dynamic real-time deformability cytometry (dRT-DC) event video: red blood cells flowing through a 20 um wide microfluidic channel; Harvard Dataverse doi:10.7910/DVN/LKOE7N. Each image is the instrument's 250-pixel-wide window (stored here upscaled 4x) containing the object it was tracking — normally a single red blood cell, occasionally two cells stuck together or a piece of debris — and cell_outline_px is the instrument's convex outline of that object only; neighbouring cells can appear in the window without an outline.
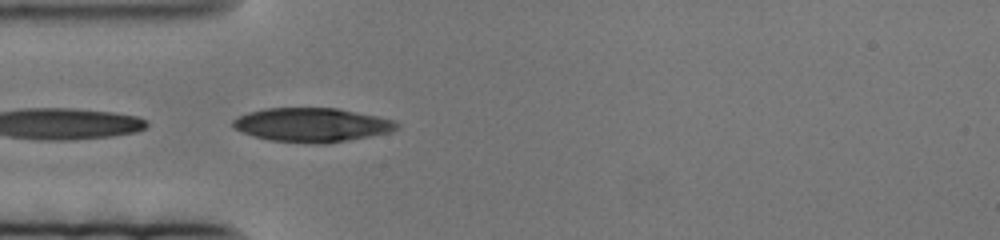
{"species": "human", "species_latin": "Homo sapiens", "temperature_condition": "cold", "stored_images_in_passage": 34, "camera_frame_rate_fps": 3000, "um_per_image_px": 0.085, "donor": {"sex": "female"}, "frame": {"image": 1, "passage_image": 1, "time_ms": 0.0, "image_size_px": [1000, 240], "cell_outline_px": [[400, 128], [392, 132], [348, 140], [324, 144], [316, 144], [268, 140], [240, 132], [232, 128], [232, 120], [236, 116], [248, 112], [264, 108], [336, 108], [396, 120], [400, 124]], "centroid_in_image_um": [26.5, 10.62], "position_along_channel_um": 58.5, "area_um2": 32.83}}
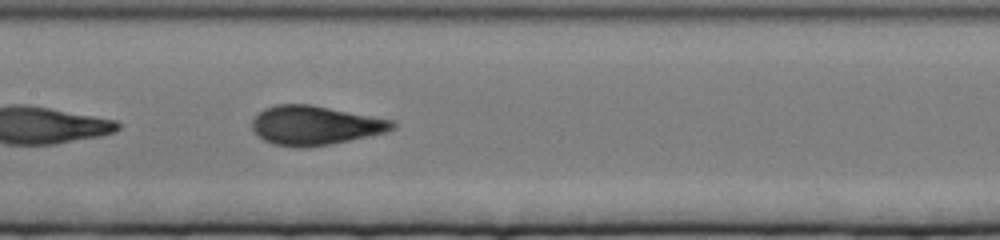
{"frame": {"image": 2, "passage_image": 16, "time_ms": 5.0, "image_size_px": [1000, 240], "cell_outline_px": [[396, 128], [388, 132], [328, 144], [296, 148], [272, 144], [264, 140], [252, 128], [252, 120], [264, 108], [276, 104], [312, 104], [392, 120], [396, 124]], "centroid_in_image_um": [26.78, 10.65], "position_along_channel_um": 180.6, "area_um2": 31.85}}
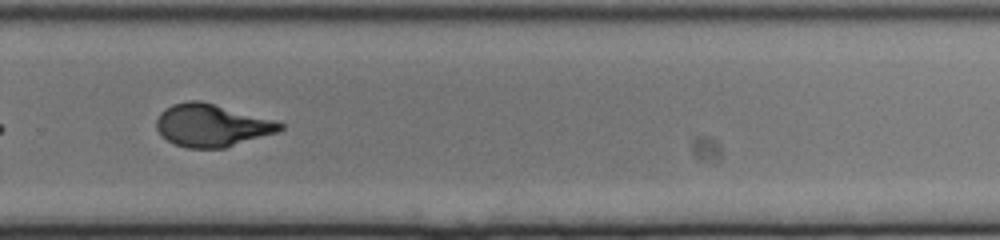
{"frame": {"image": 3, "passage_image": 32, "time_ms": 10.333, "image_size_px": [1000, 240], "cell_outline_px": [[284, 128], [276, 132], [224, 148], [188, 148], [176, 144], [168, 140], [156, 128], [156, 120], [160, 112], [172, 104], [188, 100], [200, 100], [276, 120], [284, 124]], "centroid_in_image_um": [18.0, 10.64], "position_along_channel_um": 311.8, "area_um2": 30.46}}